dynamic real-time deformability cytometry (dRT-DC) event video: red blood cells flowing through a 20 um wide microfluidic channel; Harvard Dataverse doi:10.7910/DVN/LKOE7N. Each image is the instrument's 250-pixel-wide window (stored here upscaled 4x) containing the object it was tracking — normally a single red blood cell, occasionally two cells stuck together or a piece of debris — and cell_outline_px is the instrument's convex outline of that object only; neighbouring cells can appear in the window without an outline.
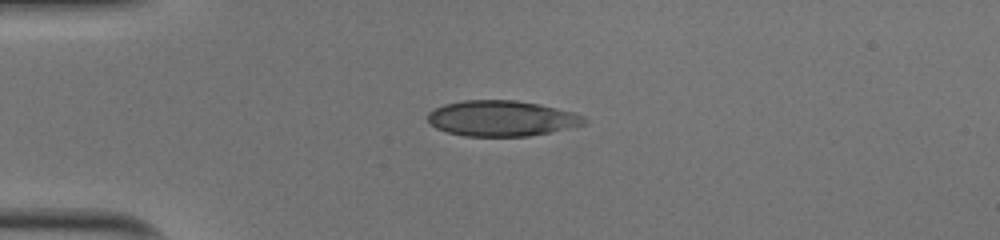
{"species": "human", "species_latin": "Homo sapiens", "temperature_condition": "cold", "stored_images_in_passage": 39, "camera_frame_rate_fps": 3000, "um_per_image_px": 0.085, "donor": {"sex": "male"}, "frame": {"image": 1, "passage_image": 1, "time_ms": 0.0, "image_size_px": [1000, 240], "cell_outline_px": [[588, 124], [528, 136], [468, 136], [448, 132], [436, 128], [428, 120], [428, 112], [444, 104], [464, 100], [516, 100], [540, 104], [572, 112], [584, 116], [588, 120]], "centroid_in_image_um": [42.66, 10.05], "position_along_channel_um": 42.3, "area_um2": 32.37}}
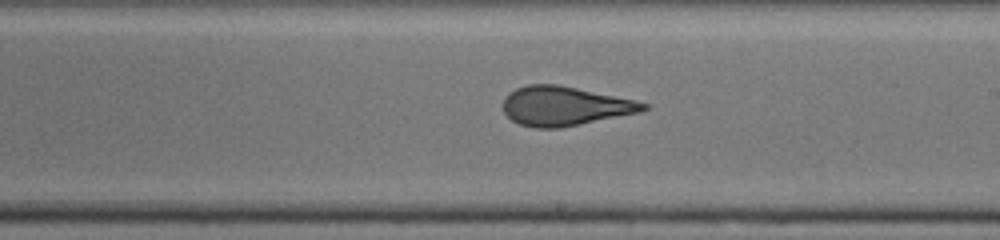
{"frame": {"image": 2, "passage_image": 18, "time_ms": 5.667, "image_size_px": [1000, 240], "cell_outline_px": [[648, 108], [640, 112], [560, 128], [536, 128], [520, 124], [512, 120], [504, 112], [504, 96], [508, 92], [516, 88], [528, 84], [556, 84], [636, 100], [648, 104]], "centroid_in_image_um": [47.98, 9.01], "position_along_channel_um": 241.0, "area_um2": 31.85}}
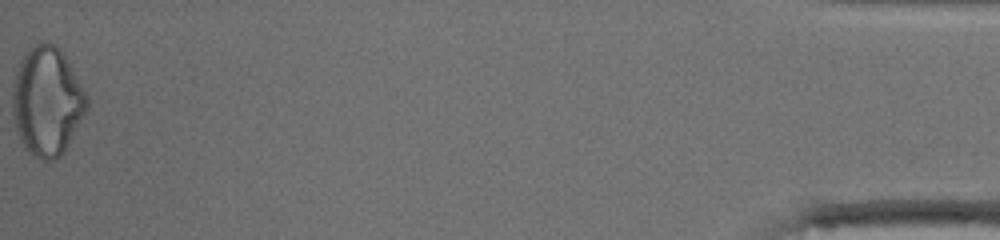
{"frame": {"image": 3, "passage_image": 39, "time_ms": 12.667, "image_size_px": [1000, 240], "cell_outline_px": [[88, 108], [60, 156], [52, 160], [40, 160], [32, 156], [28, 152], [20, 140], [16, 132], [12, 116], [12, 88], [16, 72], [20, 60], [28, 48], [32, 44], [40, 40], [48, 40], [56, 44], [64, 56], [84, 88], [88, 96]], "centroid_in_image_um": [3.96, 8.58], "position_along_channel_um": 431.2, "area_um2": 47.45}, "authors_computed_cell_mechanics": {"area_um2": 32.7726, "velocity_mm_per_s": 4.0408, "shape_relaxation_time_tau1_ms": 8.9745, "shape_relaxation_time_tau2_ms": 1.157, "deformation_change_tau1": 0.2329, "deformation_change_tau2": 0.0919}}